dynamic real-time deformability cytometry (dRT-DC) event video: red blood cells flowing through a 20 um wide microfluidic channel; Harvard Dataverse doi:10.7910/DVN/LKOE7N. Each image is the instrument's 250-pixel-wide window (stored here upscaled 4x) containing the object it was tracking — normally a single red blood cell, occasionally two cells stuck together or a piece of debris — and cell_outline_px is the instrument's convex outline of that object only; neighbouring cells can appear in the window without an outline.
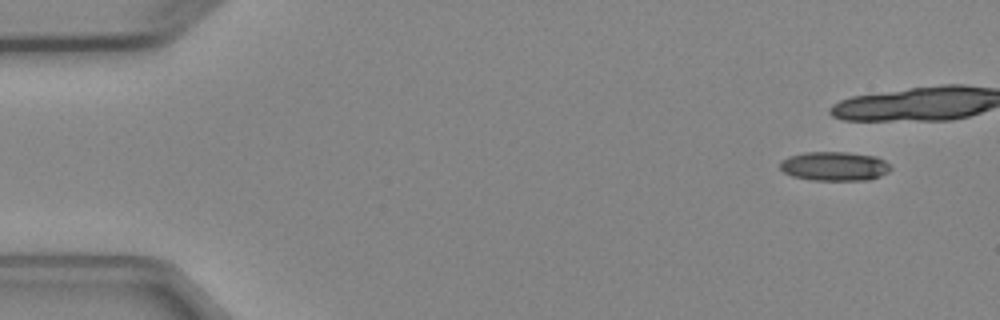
{"species": "Egyptian fruit bat (a non-hibernating species)", "species_latin": "Rousettus aegyptiacus", "temperature_condition": "cold", "stored_images_in_passage": 6, "camera_frame_rate_fps": 3000, "um_per_image_px": 0.085, "animal": {"sex": "female"}, "frame": {"image": 1, "passage_image": 1, "time_ms": 0.0, "image_size_px": [1000, 320], "cell_outline_px": [[892, 168], [888, 172], [880, 176], [868, 180], [812, 180], [792, 176], [784, 172], [780, 168], [780, 160], [788, 156], [804, 152], [848, 152], [876, 156], [884, 160]], "centroid_in_image_um": [70.91, 14.12], "position_along_channel_um": 14.1, "area_um2": 18.9}}